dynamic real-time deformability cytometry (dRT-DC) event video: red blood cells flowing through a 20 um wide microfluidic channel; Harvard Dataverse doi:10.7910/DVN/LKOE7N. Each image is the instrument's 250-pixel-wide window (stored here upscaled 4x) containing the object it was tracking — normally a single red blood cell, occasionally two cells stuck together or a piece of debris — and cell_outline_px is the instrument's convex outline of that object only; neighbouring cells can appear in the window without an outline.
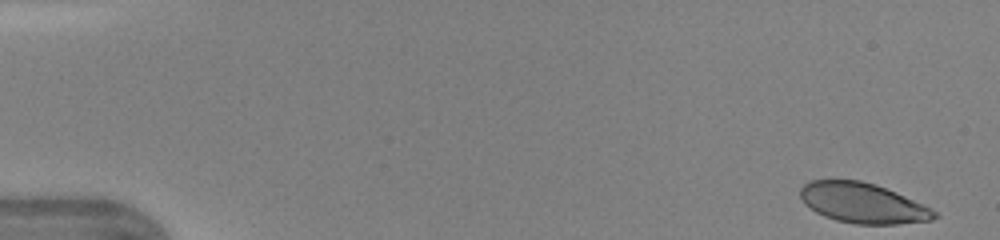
{"species": "human", "species_latin": "Homo sapiens", "temperature_condition": "warm", "stored_images_in_passage": 45, "camera_frame_rate_fps": 3000, "um_per_image_px": 0.085, "donor": {"sex": "female"}, "frame": {"image": 1, "passage_image": 1, "time_ms": 0.0, "image_size_px": [1000, 240], "cell_outline_px": [[940, 216], [932, 220], [896, 224], [856, 224], [836, 220], [824, 216], [816, 212], [804, 204], [800, 196], [800, 188], [808, 180], [860, 180], [876, 184], [896, 192], [936, 212]], "centroid_in_image_um": [73.29, 17.25], "position_along_channel_um": 11.7, "area_um2": 31.21}}
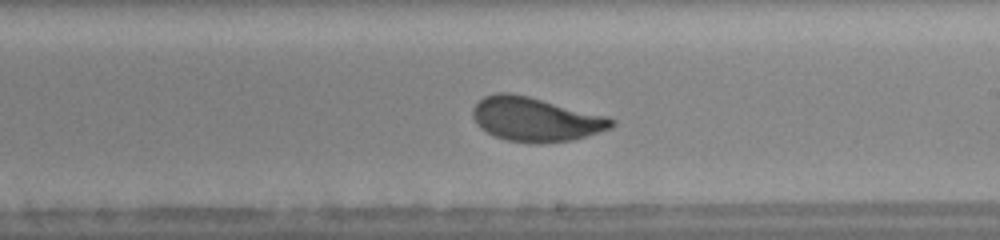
{"frame": {"image": 2, "passage_image": 27, "time_ms": 8.667, "image_size_px": [1000, 240], "cell_outline_px": [[616, 124], [612, 128], [572, 140], [540, 144], [536, 144], [508, 140], [492, 136], [480, 128], [476, 124], [472, 116], [472, 108], [484, 96], [496, 92], [508, 92], [528, 96], [608, 116], [616, 120]], "centroid_in_image_um": [45.51, 10.14], "position_along_channel_um": 243.5, "area_um2": 35.95}}
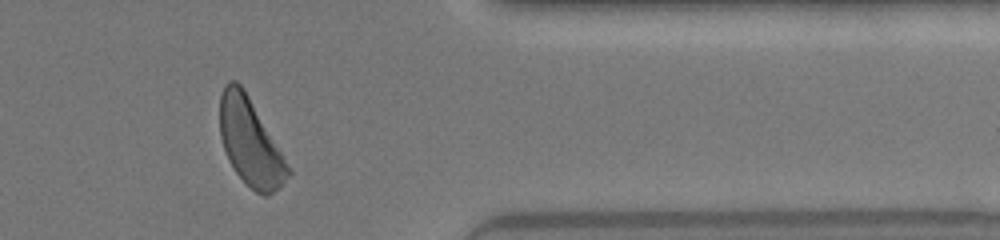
{"frame": {"image": 3, "passage_image": 38, "time_ms": 12.333, "image_size_px": [1000, 240], "cell_outline_px": [[292, 172], [268, 196], [264, 196], [256, 192], [236, 172], [224, 148], [220, 136], [220, 96], [224, 84], [228, 80], [236, 80], [244, 88]], "centroid_in_image_um": [21.24, 12.03], "position_along_channel_um": 390.2, "area_um2": 33.52}, "authors_computed_cell_mechanics": {"area_um2": 35.0268, "velocity_mm_per_s": 4.3447, "shape_relaxation_time_tau1_ms": 2.5225, "shape_relaxation_time_tau2_ms": null, "deformation_change_tau1": 0.1384, "deformation_change_tau2": null}}